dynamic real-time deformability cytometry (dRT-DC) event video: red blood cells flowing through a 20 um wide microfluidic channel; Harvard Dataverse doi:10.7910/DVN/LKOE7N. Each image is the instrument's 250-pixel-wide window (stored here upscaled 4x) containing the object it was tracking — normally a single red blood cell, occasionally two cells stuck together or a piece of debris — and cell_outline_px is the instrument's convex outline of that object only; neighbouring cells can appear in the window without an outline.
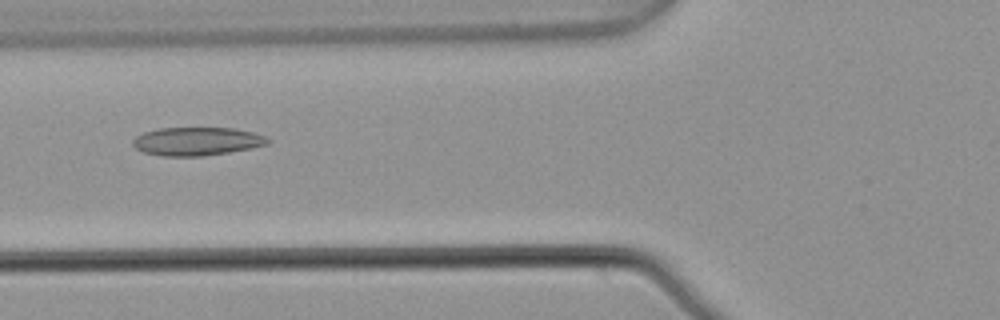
{"species": "common noctule bat (a hibernating species)", "species_latin": "Nyctalus noctula", "temperature_condition": "warm", "stored_images_in_passage": 7, "camera_frame_rate_fps": 3000, "um_per_image_px": 0.085, "animal": {"sex": "male", "body_mass_g": 21.5, "forearm_length_mm": 52.0}, "frame": {"image": 1, "passage_image": 5, "time_ms": 1.333, "image_size_px": [1000, 320], "cell_outline_px": [[272, 140], [268, 144], [252, 148], [204, 156], [164, 156], [144, 152], [136, 148], [132, 144], [132, 140], [136, 136], [144, 132], [160, 128], [236, 128], [252, 132], [264, 136]], "centroid_in_image_um": [16.75, 12.01], "position_along_channel_um": 109.1, "area_um2": 22.25}}
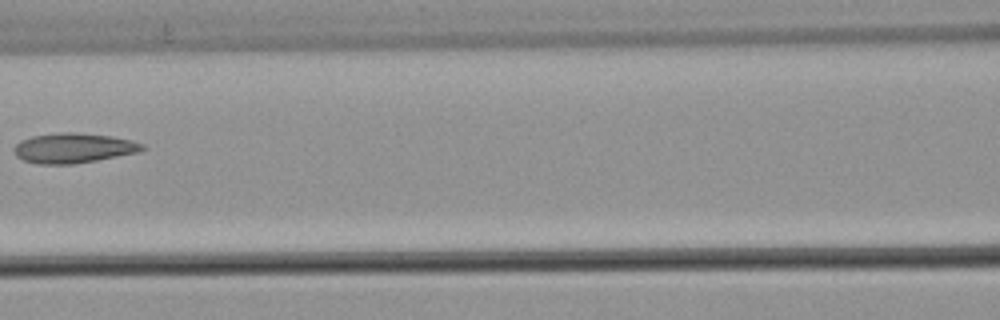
{"frame": {"image": 2, "passage_image": 6, "time_ms": 1.667, "image_size_px": [1000, 320], "cell_outline_px": [[148, 148], [140, 152], [96, 160], [72, 164], [36, 164], [24, 160], [16, 156], [12, 148], [20, 140], [32, 136], [60, 132], [72, 132], [112, 136], [132, 140], [144, 144]], "centroid_in_image_um": [6.26, 12.58], "position_along_channel_um": 160.3, "area_um2": 22.54}}